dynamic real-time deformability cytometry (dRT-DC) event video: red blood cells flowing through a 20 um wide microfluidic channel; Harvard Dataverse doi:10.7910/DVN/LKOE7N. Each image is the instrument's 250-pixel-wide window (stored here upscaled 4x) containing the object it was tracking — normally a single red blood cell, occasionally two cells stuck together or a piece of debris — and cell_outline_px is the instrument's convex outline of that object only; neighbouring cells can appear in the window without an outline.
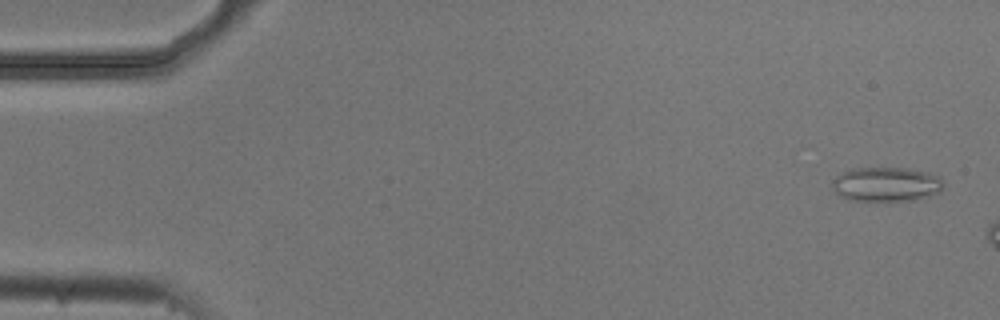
{"species": "common noctule bat (a hibernating species)", "species_latin": "Nyctalus noctula", "temperature_condition": "cold", "stored_images_in_passage": 3, "camera_frame_rate_fps": 3000, "um_per_image_px": 0.085, "animal": {"sex": "male", "body_mass_g": 20.5, "forearm_length_mm": 52.5}, "frame": {"image": 1, "passage_image": 1, "time_ms": 0.0, "image_size_px": [1000, 320], "cell_outline_px": [[944, 188], [940, 192], [932, 196], [916, 200], [848, 200], [840, 196], [832, 188], [832, 180], [836, 176], [852, 168], [904, 168], [928, 172], [940, 176], [944, 184]], "centroid_in_image_um": [75.37, 15.66], "position_along_channel_um": 9.6, "area_um2": 22.48}}